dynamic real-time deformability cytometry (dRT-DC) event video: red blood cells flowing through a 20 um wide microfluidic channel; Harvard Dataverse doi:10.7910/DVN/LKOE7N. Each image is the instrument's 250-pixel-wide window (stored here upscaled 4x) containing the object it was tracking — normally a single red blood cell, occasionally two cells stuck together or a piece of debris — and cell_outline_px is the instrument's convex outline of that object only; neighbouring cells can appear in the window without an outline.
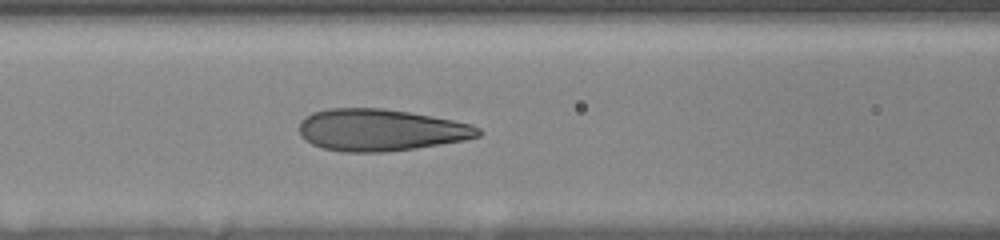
{"species": "human", "species_latin": "Homo sapiens", "temperature_condition": "room temperature", "stored_images_in_passage": 10, "segment_of_instrument_passage": [1, 2], "camera_frame_rate_fps": 3000, "um_per_image_px": 0.085, "donor": {"sex": "female"}, "frame": {"image": 1, "passage_image": 5, "time_ms": 2.667, "image_size_px": [1000, 240], "cell_outline_px": [[484, 132], [480, 136], [464, 140], [416, 148], [384, 152], [344, 152], [324, 148], [312, 144], [304, 140], [300, 136], [300, 120], [304, 116], [312, 112], [328, 108], [384, 108], [432, 116], [472, 124], [480, 128]], "centroid_in_image_um": [32.34, 11.04], "position_along_channel_um": 134.3, "area_um2": 43.93}}
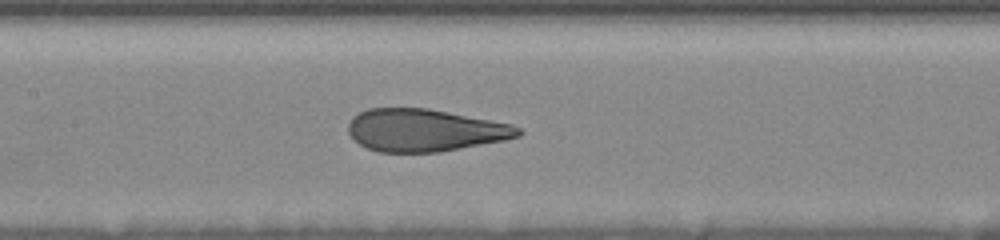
{"frame": {"image": 2, "passage_image": 7, "time_ms": 3.667, "image_size_px": [1000, 240], "cell_outline_px": [[524, 132], [520, 136], [504, 140], [440, 152], [380, 152], [368, 148], [360, 144], [348, 132], [348, 124], [352, 116], [368, 108], [428, 108], [512, 124], [520, 128]], "centroid_in_image_um": [36.12, 11.06], "position_along_channel_um": 171.3, "area_um2": 41.96}}
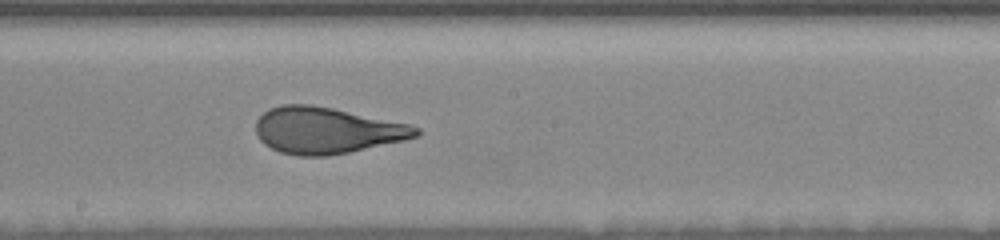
{"frame": {"image": 3, "passage_image": 9, "time_ms": 5.0, "image_size_px": [1000, 240], "cell_outline_px": [[420, 132], [416, 136], [404, 140], [348, 152], [324, 156], [296, 156], [280, 152], [264, 144], [260, 140], [256, 132], [256, 120], [264, 112], [272, 108], [284, 104], [312, 104], [332, 108], [408, 124], [420, 128]], "centroid_in_image_um": [27.72, 11.09], "position_along_channel_um": 220.5, "area_um2": 42.89}}